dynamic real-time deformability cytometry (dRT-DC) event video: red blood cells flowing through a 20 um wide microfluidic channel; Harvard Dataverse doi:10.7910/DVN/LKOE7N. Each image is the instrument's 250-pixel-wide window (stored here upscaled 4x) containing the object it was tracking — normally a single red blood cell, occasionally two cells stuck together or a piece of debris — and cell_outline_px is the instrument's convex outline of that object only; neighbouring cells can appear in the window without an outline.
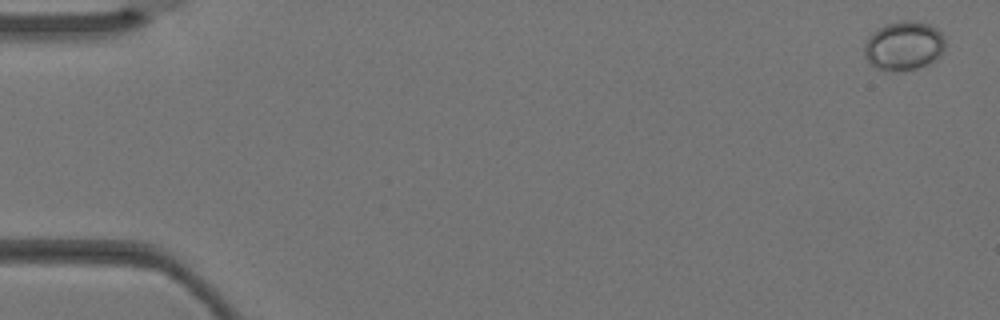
{"species": "Egyptian fruit bat (a non-hibernating species)", "species_latin": "Rousettus aegyptiacus", "temperature_condition": "warm", "stored_images_in_passage": 4, "camera_frame_rate_fps": 3000, "um_per_image_px": 0.085, "animal": {"sex": "female"}, "frame": {"image": 1, "passage_image": 1, "time_ms": 0.0, "image_size_px": [1000, 320], "cell_outline_px": [[944, 52], [940, 56], [916, 68], [880, 68], [872, 64], [864, 56], [864, 44], [868, 36], [876, 28], [884, 24], [904, 20], [912, 20], [928, 24], [936, 28], [944, 36]], "centroid_in_image_um": [76.81, 3.81], "position_along_channel_um": 8.2, "area_um2": 22.54}}